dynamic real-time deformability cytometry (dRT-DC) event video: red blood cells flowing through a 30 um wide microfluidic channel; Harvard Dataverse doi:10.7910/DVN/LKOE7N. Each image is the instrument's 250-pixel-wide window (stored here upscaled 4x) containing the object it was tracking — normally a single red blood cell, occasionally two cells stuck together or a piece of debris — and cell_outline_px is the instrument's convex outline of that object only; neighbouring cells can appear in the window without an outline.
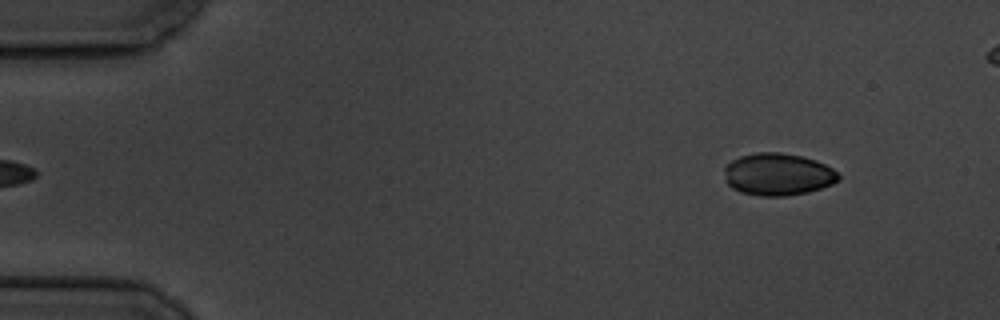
{"species": "common noctule bat (a hibernating species)", "species_latin": "Nyctalus noctula", "temperature_condition": "cold", "stored_images_in_passage": 50, "camera_frame_rate_fps": 3000, "um_per_image_px": 0.085, "animal": {"sex": "male", "body_mass_g": 19.5, "forearm_length_mm": 54.6}, "frame": {"image": 1, "passage_image": 1, "time_ms": 0.0, "image_size_px": [1000, 320], "cell_outline_px": [[840, 180], [832, 184], [808, 192], [784, 196], [760, 196], [740, 192], [732, 188], [724, 180], [724, 168], [732, 160], [740, 156], [756, 152], [780, 152], [804, 156], [816, 160], [832, 168], [840, 176]], "centroid_in_image_um": [66.11, 14.81], "position_along_channel_um": 18.9, "area_um2": 28.32}}
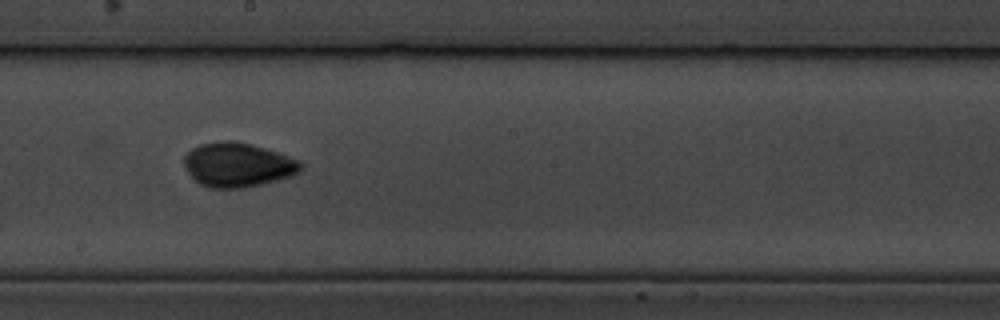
{"frame": {"image": 2, "passage_image": 27, "time_ms": 8.667, "image_size_px": [1000, 320], "cell_outline_px": [[304, 168], [300, 172], [276, 180], [244, 188], [208, 188], [200, 184], [188, 172], [184, 164], [184, 156], [192, 148], [200, 144], [228, 140], [248, 144], [264, 148], [300, 160], [304, 164]], "centroid_in_image_um": [20.21, 14.02], "position_along_channel_um": 228.0, "area_um2": 29.82}}
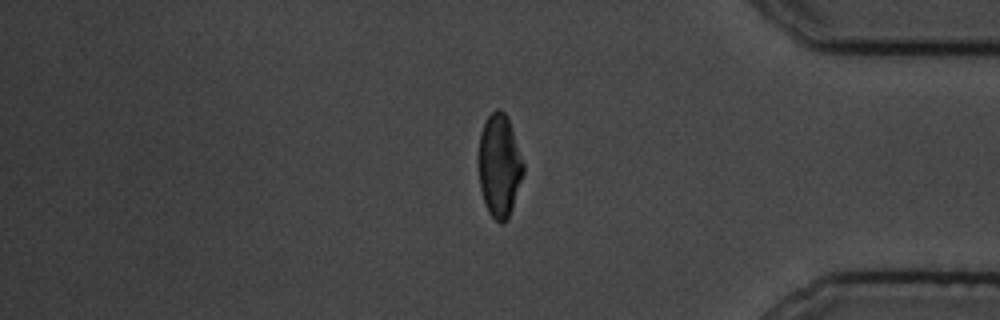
{"frame": {"image": 3, "passage_image": 43, "time_ms": 14.0, "image_size_px": [1000, 320], "cell_outline_px": [[524, 172], [508, 220], [504, 224], [500, 224], [488, 212], [484, 204], [480, 188], [476, 160], [480, 132], [488, 116], [496, 108], [500, 108], [508, 116], [524, 164]], "centroid_in_image_um": [42.41, 14.08], "position_along_channel_um": 392.8, "area_um2": 27.51}}